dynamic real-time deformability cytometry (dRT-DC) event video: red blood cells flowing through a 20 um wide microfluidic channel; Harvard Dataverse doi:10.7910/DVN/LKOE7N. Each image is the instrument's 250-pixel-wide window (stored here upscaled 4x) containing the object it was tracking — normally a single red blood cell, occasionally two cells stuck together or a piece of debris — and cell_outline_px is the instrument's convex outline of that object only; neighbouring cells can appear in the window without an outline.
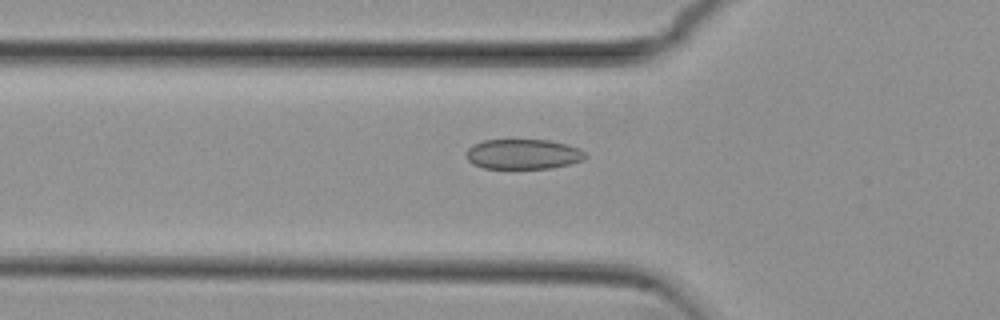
{"species": "common noctule bat (a hibernating species)", "species_latin": "Nyctalus noctula", "temperature_condition": "cold", "stored_images_in_passage": 38, "camera_frame_rate_fps": 3000, "um_per_image_px": 0.085, "animal": {"sex": "female", "body_mass_g": 29.2, "forearm_length_mm": 56.3}, "frame": {"image": 1, "passage_image": 3, "time_ms": 0.667, "image_size_px": [1000, 320], "cell_outline_px": [[588, 156], [584, 160], [552, 168], [484, 168], [472, 164], [468, 160], [468, 148], [472, 144], [484, 140], [548, 140], [568, 144], [580, 148]], "centroid_in_image_um": [44.5, 13.1], "position_along_channel_um": 81.3, "area_um2": 20.87}}
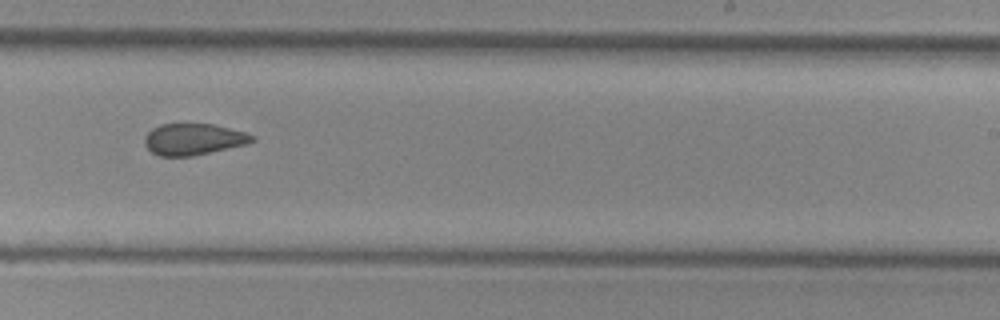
{"frame": {"image": 2, "passage_image": 18, "time_ms": 5.667, "image_size_px": [1000, 320], "cell_outline_px": [[256, 140], [244, 144], [192, 156], [160, 156], [152, 152], [144, 144], [144, 136], [152, 128], [160, 124], [216, 124], [244, 132], [256, 136]], "centroid_in_image_um": [16.42, 11.82], "position_along_channel_um": 272.6, "area_um2": 19.59}}
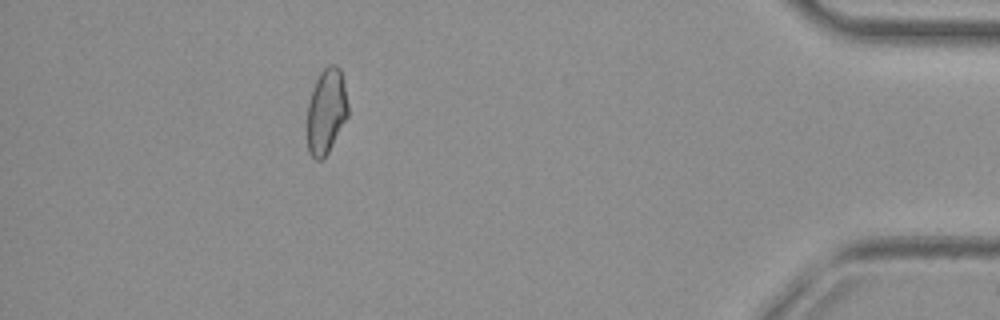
{"frame": {"image": 3, "passage_image": 33, "time_ms": 10.667, "image_size_px": [1000, 320], "cell_outline_px": [[348, 116], [328, 152], [320, 160], [316, 160], [308, 152], [308, 104], [312, 88], [320, 72], [328, 64], [336, 64], [340, 68], [344, 84], [348, 104]], "centroid_in_image_um": [27.74, 9.42], "position_along_channel_um": 407.5, "area_um2": 20.17}, "authors_computed_cell_mechanics": {"area_um2": 20.6057, "velocity_mm_per_s": 3.8224, "shape_relaxation_time_tau1_ms": null, "shape_relaxation_time_tau2_ms": 3.1517, "deformation_change_tau1": null, "deformation_change_tau2": 0.0776}}